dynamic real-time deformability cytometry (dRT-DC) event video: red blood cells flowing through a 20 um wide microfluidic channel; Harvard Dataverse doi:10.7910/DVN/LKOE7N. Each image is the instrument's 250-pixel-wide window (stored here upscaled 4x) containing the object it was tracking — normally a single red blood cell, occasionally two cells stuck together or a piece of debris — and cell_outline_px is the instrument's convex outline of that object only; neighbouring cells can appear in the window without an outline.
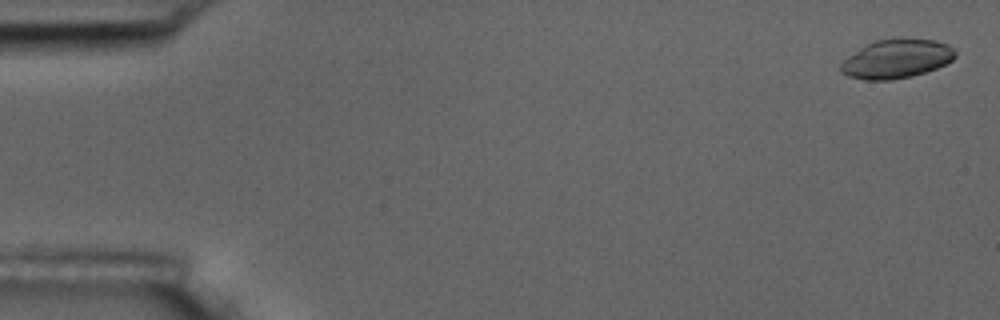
{"species": "common noctule bat (a hibernating species)", "species_latin": "Nyctalus noctula", "temperature_condition": "room temperature", "stored_images_in_passage": 4, "camera_frame_rate_fps": 3000, "um_per_image_px": 0.085, "animal": {"sex": "male", "body_mass_g": 17.5, "forearm_length_mm": 52.3}, "frame": {"image": 1, "passage_image": 1, "time_ms": 0.0, "image_size_px": [1000, 320], "cell_outline_px": [[956, 56], [952, 60], [936, 68], [912, 76], [892, 80], [864, 80], [848, 76], [840, 72], [840, 64], [848, 56], [860, 48], [876, 40], [936, 40], [948, 44], [956, 52]], "centroid_in_image_um": [76.19, 5.03], "position_along_channel_um": 8.8, "area_um2": 25.49}}